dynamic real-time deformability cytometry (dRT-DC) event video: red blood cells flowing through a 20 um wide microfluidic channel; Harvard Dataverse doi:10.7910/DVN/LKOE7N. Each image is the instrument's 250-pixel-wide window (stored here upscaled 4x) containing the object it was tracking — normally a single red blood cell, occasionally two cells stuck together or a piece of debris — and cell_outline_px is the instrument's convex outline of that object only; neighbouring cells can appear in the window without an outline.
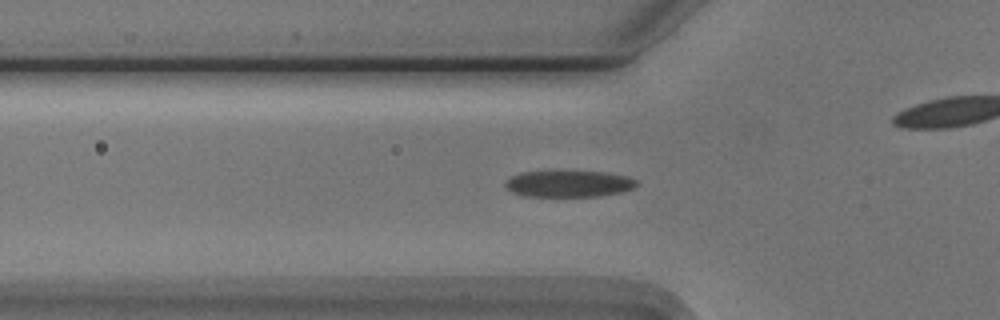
{"species": "Egyptian fruit bat (a non-hibernating species)", "species_latin": "Rousettus aegyptiacus", "temperature_condition": "cold", "stored_images_in_passage": 55, "camera_frame_rate_fps": 3000, "um_per_image_px": 0.085, "animal": {"sex": "male"}, "frame": {"image": 1, "passage_image": 18, "time_ms": 5.667, "image_size_px": [1000, 320], "cell_outline_px": [[636, 188], [624, 192], [600, 196], [524, 196], [512, 192], [504, 184], [504, 180], [520, 172], [604, 172], [628, 176], [636, 180]], "centroid_in_image_um": [48.37, 15.63], "position_along_channel_um": 77.4, "area_um2": 20.23}}
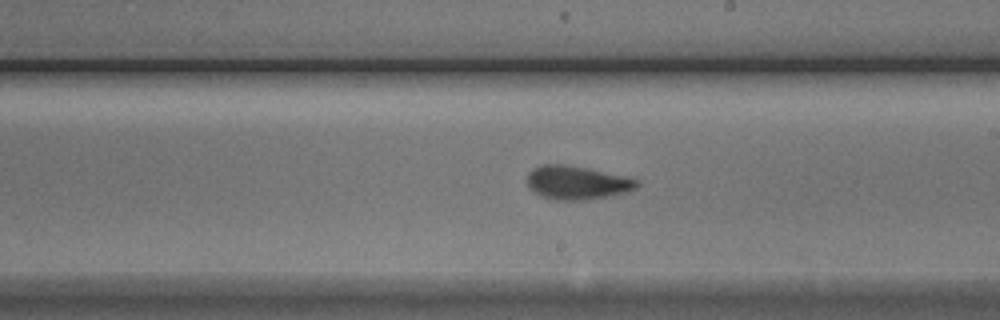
{"frame": {"image": 2, "passage_image": 31, "time_ms": 10.0, "image_size_px": [1000, 320], "cell_outline_px": [[640, 184], [636, 188], [628, 192], [608, 196], [584, 200], [556, 200], [540, 196], [528, 188], [528, 172], [532, 168], [540, 164], [564, 164], [584, 168], [640, 180]], "centroid_in_image_um": [49.0, 15.53], "position_along_channel_um": 240.0, "area_um2": 21.39}}
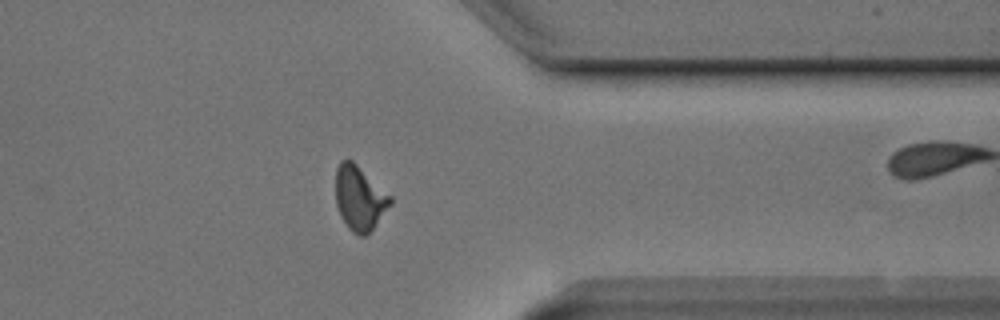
{"frame": {"image": 3, "passage_image": 43, "time_ms": 14.0, "image_size_px": [1000, 320], "cell_outline_px": [[392, 204], [372, 228], [364, 236], [360, 236], [352, 232], [348, 228], [340, 216], [336, 204], [336, 168], [340, 160], [352, 160], [392, 196]], "centroid_in_image_um": [30.56, 16.83], "position_along_channel_um": 380.8, "area_um2": 20.46}, "authors_computed_cell_mechanics": {"area_um2": 20.3456, "velocity_mm_per_s": 3.7404, "shape_relaxation_time_tau1_ms": 3.3581, "shape_relaxation_time_tau2_ms": 1.5084, "deformation_change_tau1": 0.1611, "deformation_change_tau2": 0.0881}}